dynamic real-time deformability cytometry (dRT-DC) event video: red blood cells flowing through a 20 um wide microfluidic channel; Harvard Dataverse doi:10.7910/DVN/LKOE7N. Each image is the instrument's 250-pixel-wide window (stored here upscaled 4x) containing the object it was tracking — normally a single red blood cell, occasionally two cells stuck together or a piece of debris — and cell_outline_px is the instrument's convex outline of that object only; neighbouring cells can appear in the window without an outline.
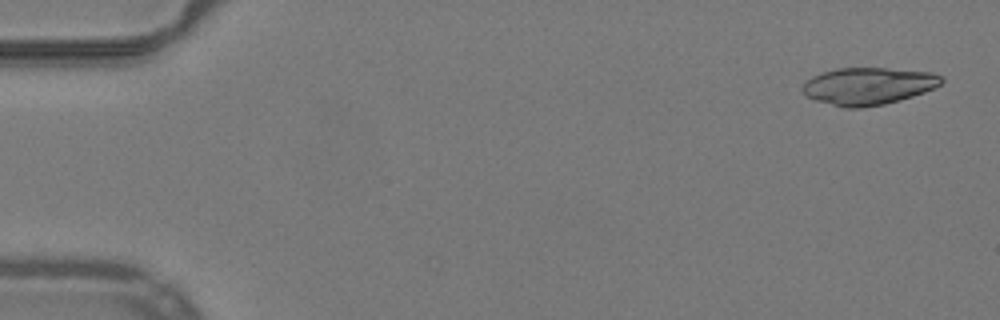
{"species": "common noctule bat (a hibernating species)", "species_latin": "Nyctalus noctula", "temperature_condition": "warm", "stored_images_in_passage": 45, "camera_frame_rate_fps": 3000, "um_per_image_px": 0.085, "animal": {"sex": "male", "body_mass_g": 19.2, "forearm_length_mm": 51.8}, "frame": {"image": 1, "passage_image": 2, "time_ms": 0.333, "image_size_px": [1000, 320], "cell_outline_px": [[944, 80], [940, 84], [924, 92], [900, 100], [884, 104], [860, 108], [844, 108], [816, 100], [808, 96], [800, 88], [812, 76], [836, 68], [888, 68], [932, 72], [944, 76]], "centroid_in_image_um": [73.82, 7.31], "position_along_channel_um": 11.2, "area_um2": 30.06}}
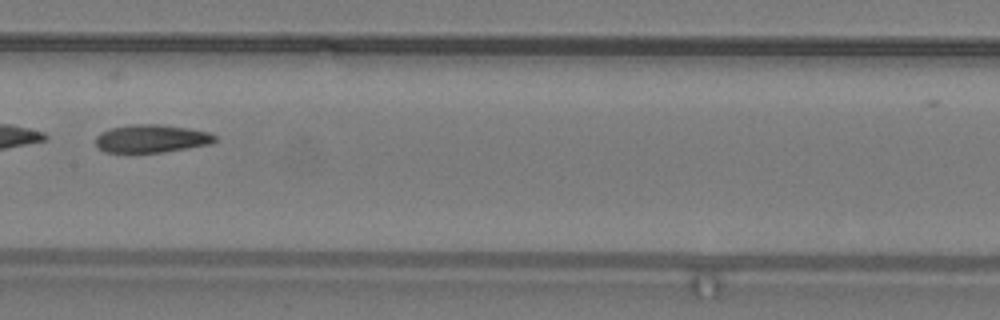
{"frame": {"image": 2, "passage_image": 27, "time_ms": 8.667, "image_size_px": [1000, 320], "cell_outline_px": [[216, 140], [212, 144], [164, 152], [104, 152], [96, 144], [96, 136], [100, 132], [108, 128], [132, 124], [160, 124], [188, 128], [208, 132], [216, 136]], "centroid_in_image_um": [12.87, 11.77], "position_along_channel_um": 194.5, "area_um2": 19.54}}
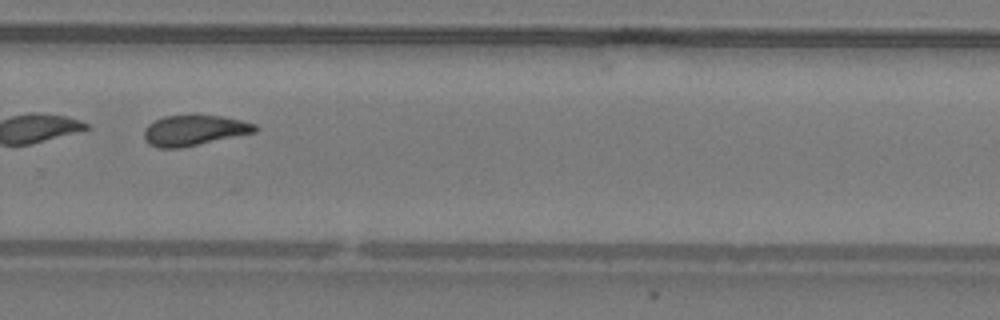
{"frame": {"image": 3, "passage_image": 36, "time_ms": 11.667, "image_size_px": [1000, 320], "cell_outline_px": [[256, 132], [180, 148], [156, 148], [148, 144], [144, 140], [144, 128], [148, 124], [164, 116], [224, 116], [256, 124]], "centroid_in_image_um": [16.46, 11.09], "position_along_channel_um": 313.3, "area_um2": 19.54}}